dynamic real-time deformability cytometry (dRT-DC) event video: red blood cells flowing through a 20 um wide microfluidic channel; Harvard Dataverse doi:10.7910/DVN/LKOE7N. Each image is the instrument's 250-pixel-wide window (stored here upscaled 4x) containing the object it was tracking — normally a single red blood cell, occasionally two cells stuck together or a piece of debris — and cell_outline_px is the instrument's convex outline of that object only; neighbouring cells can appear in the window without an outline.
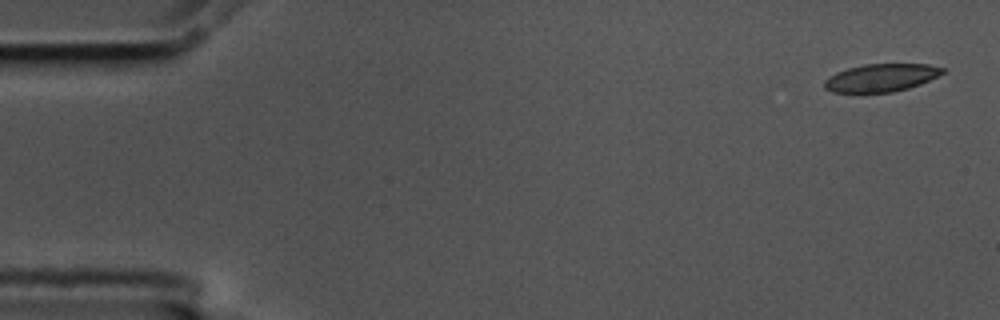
{"species": "common noctule bat (a hibernating species)", "species_latin": "Nyctalus noctula", "temperature_condition": "cold", "stored_images_in_passage": 39, "camera_frame_rate_fps": 3000, "um_per_image_px": 0.085, "animal": {"sex": "male", "body_mass_g": 17.5, "forearm_length_mm": 52.3}, "frame": {"image": 1, "passage_image": 1, "time_ms": 0.0, "image_size_px": [1000, 320], "cell_outline_px": [[948, 68], [944, 72], [920, 84], [908, 88], [892, 92], [832, 92], [824, 88], [824, 80], [828, 76], [836, 72], [848, 68], [864, 64], [928, 64]], "centroid_in_image_um": [74.89, 6.6], "position_along_channel_um": 10.1, "area_um2": 19.13}}
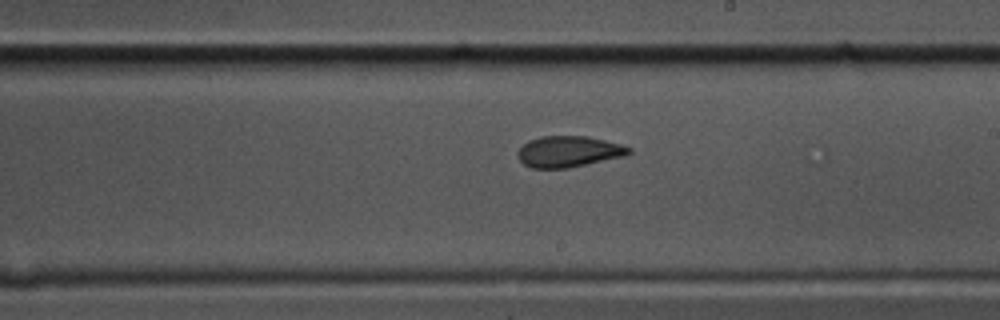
{"frame": {"image": 2, "passage_image": 31, "time_ms": 10.0, "image_size_px": [1000, 320], "cell_outline_px": [[632, 152], [624, 156], [568, 168], [532, 168], [524, 164], [520, 160], [516, 152], [528, 140], [540, 136], [588, 136], [620, 144], [632, 148]], "centroid_in_image_um": [48.32, 12.88], "position_along_channel_um": 240.7, "area_um2": 20.11}}
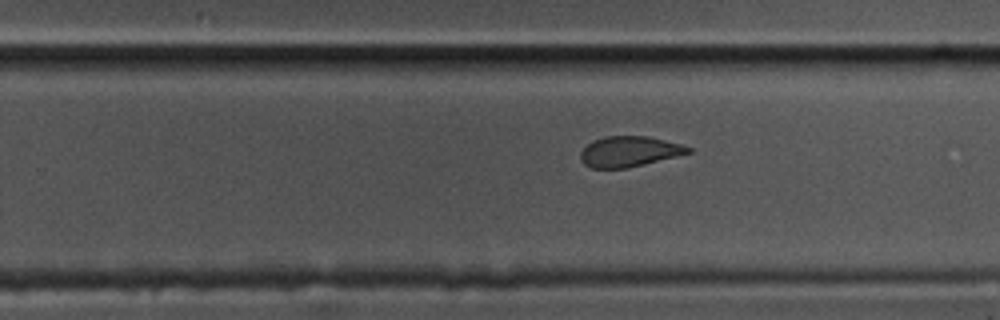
{"frame": {"image": 3, "passage_image": 34, "time_ms": 11.0, "image_size_px": [1000, 320], "cell_outline_px": [[692, 152], [676, 156], [624, 168], [592, 168], [584, 164], [580, 160], [580, 152], [592, 140], [604, 136], [648, 136], [680, 144], [692, 148]], "centroid_in_image_um": [53.44, 12.87], "position_along_channel_um": 276.4, "area_um2": 18.9}}